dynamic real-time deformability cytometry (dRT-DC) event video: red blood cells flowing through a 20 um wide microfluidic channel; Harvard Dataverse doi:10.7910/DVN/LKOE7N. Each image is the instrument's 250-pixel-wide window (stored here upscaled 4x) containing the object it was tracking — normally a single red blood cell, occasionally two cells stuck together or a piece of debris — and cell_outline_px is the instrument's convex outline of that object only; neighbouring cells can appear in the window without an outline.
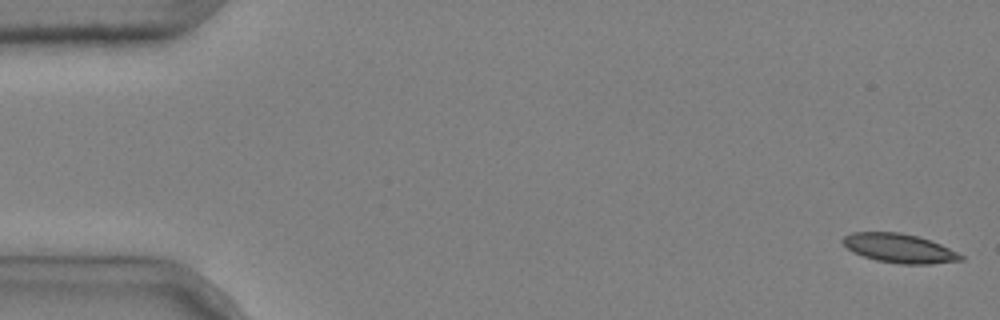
{"species": "common noctule bat (a hibernating species)", "species_latin": "Nyctalus noctula", "temperature_condition": "cold", "stored_images_in_passage": 5, "camera_frame_rate_fps": 3000, "um_per_image_px": 0.085, "animal": {"sex": "male", "body_mass_g": 20.4}, "frame": {"image": 1, "passage_image": 1, "time_ms": 0.0, "image_size_px": [1000, 320], "cell_outline_px": [[964, 260], [932, 264], [900, 264], [876, 260], [852, 252], [840, 240], [844, 236], [852, 232], [900, 232], [916, 236], [940, 244], [964, 256]], "centroid_in_image_um": [76.42, 21.11], "position_along_channel_um": 8.6, "area_um2": 19.88}}
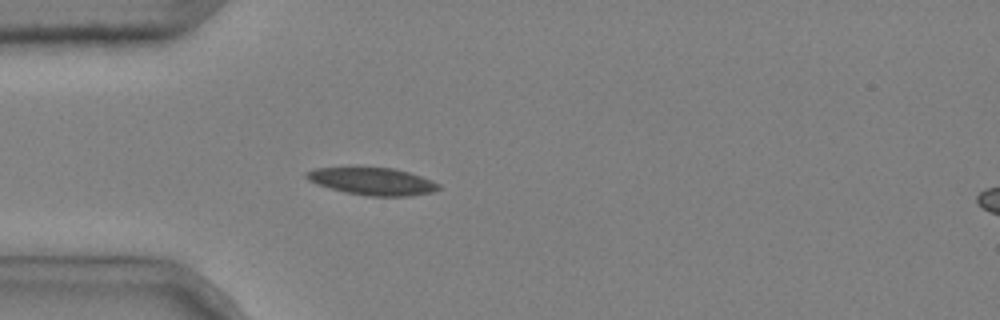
{"frame": {"image": 2, "passage_image": 5, "time_ms": 1.333, "image_size_px": [1000, 320], "cell_outline_px": [[440, 188], [432, 192], [408, 196], [368, 196], [344, 192], [316, 184], [308, 180], [304, 176], [304, 172], [316, 168], [392, 168], [408, 172], [432, 180], [440, 184]], "centroid_in_image_um": [31.64, 15.42], "position_along_channel_um": 53.4, "area_um2": 20.92}}